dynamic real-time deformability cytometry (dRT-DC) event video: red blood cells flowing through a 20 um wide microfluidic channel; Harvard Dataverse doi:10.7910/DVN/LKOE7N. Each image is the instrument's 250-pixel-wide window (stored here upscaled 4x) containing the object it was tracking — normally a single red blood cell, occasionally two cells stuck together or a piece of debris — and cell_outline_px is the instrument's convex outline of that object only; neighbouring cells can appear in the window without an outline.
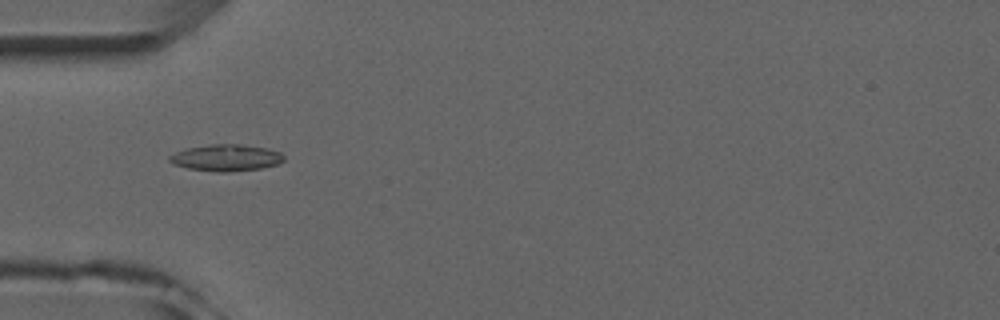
{"species": "common noctule bat (a hibernating species)", "species_latin": "Nyctalus noctula", "temperature_condition": "room temperature", "stored_images_in_passage": 5, "camera_frame_rate_fps": 3000, "um_per_image_px": 0.085, "animal": {"sex": "male", "forearm_length_mm": 52.5}, "frame": {"image": 1, "passage_image": 4, "time_ms": 4.333, "image_size_px": [1000, 320], "cell_outline_px": [[284, 160], [276, 164], [260, 168], [228, 172], [216, 172], [188, 168], [172, 164], [168, 160], [168, 156], [176, 152], [188, 148], [208, 144], [240, 144], [268, 148], [280, 152], [284, 156]], "centroid_in_image_um": [19.2, 13.4], "position_along_channel_um": 65.8, "area_um2": 17.74}}
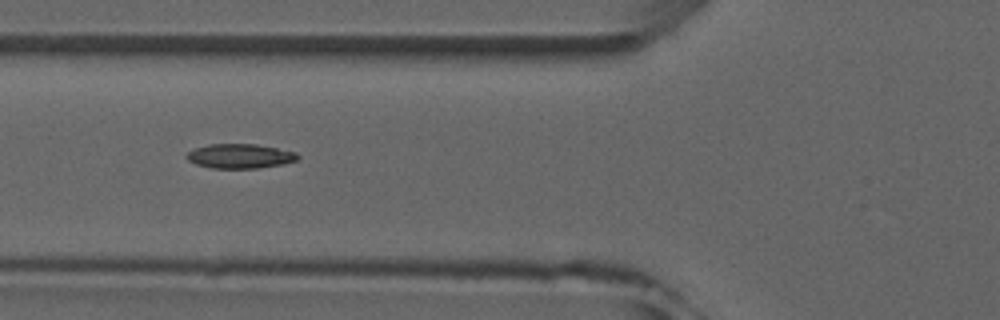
{"frame": {"image": 2, "passage_image": 5, "time_ms": 5.333, "image_size_px": [1000, 320], "cell_outline_px": [[300, 156], [296, 160], [284, 164], [256, 168], [212, 168], [196, 164], [188, 160], [184, 156], [192, 148], [208, 144], [256, 144], [296, 152]], "centroid_in_image_um": [20.36, 13.26], "position_along_channel_um": 105.4, "area_um2": 15.9}}